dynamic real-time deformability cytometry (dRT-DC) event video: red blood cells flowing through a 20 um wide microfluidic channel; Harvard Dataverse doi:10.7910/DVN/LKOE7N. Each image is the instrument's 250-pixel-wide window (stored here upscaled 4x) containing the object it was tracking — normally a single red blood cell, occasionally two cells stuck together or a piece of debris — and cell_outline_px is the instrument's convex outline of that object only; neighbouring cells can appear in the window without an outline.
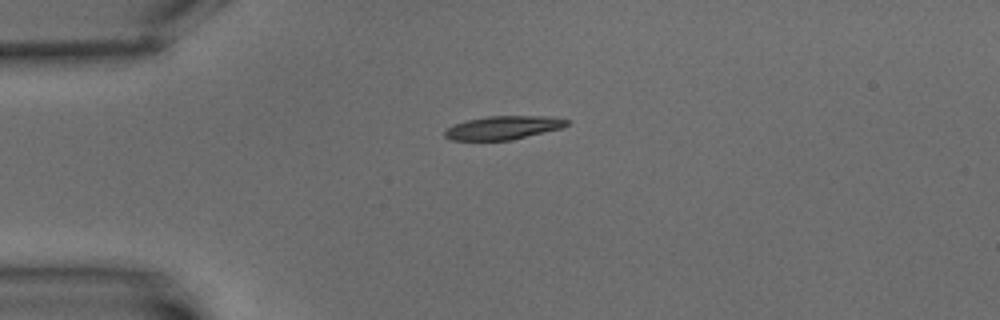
{"species": "common noctule bat (a hibernating species)", "species_latin": "Nyctalus noctula", "temperature_condition": "warm", "stored_images_in_passage": 4, "camera_frame_rate_fps": 3000, "um_per_image_px": 0.085, "animal": {"sex": "male", "body_mass_g": 15.6}, "frame": {"image": 1, "passage_image": 1, "time_ms": 0.0, "image_size_px": [1000, 320], "cell_outline_px": [[568, 124], [560, 128], [512, 140], [452, 140], [444, 136], [444, 132], [448, 128], [456, 124], [468, 120], [488, 116], [548, 116], [568, 120]], "centroid_in_image_um": [42.76, 10.85], "position_along_channel_um": 42.2, "area_um2": 16.42}}
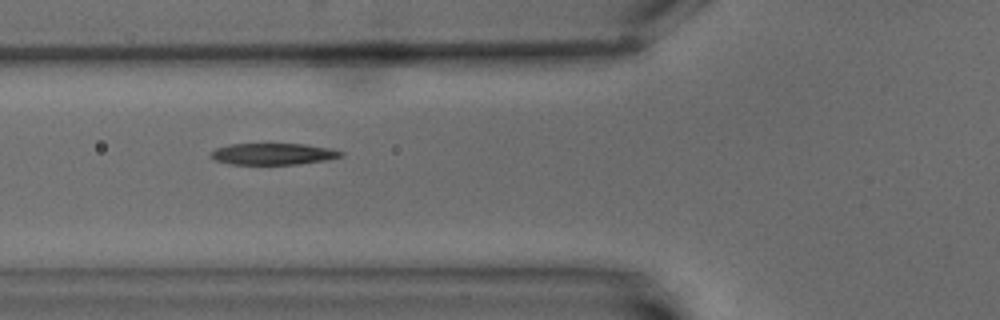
{"frame": {"image": 2, "passage_image": 3, "time_ms": 2.667, "image_size_px": [1000, 320], "cell_outline_px": [[344, 156], [328, 160], [296, 164], [228, 164], [216, 160], [208, 156], [208, 152], [216, 148], [228, 144], [304, 144], [328, 148], [344, 152]], "centroid_in_image_um": [23.18, 13.08], "position_along_channel_um": 102.6, "area_um2": 16.42}}
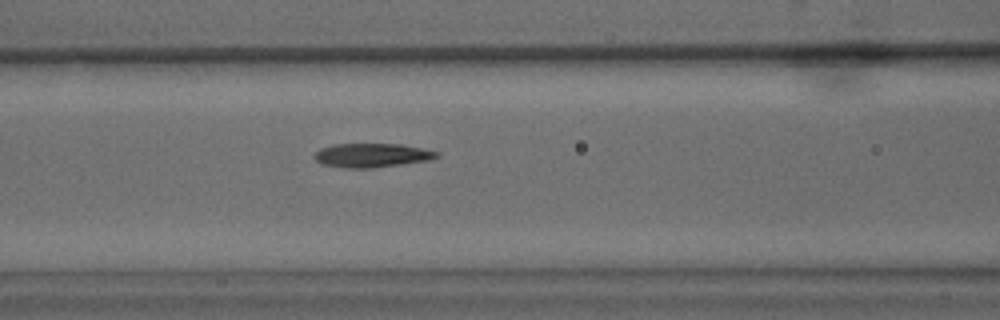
{"frame": {"image": 3, "passage_image": 4, "time_ms": 3.667, "image_size_px": [1000, 320], "cell_outline_px": [[440, 156], [428, 160], [372, 168], [344, 168], [320, 164], [316, 160], [316, 152], [320, 148], [332, 144], [400, 144], [424, 148], [440, 152]], "centroid_in_image_um": [31.62, 13.19], "position_along_channel_um": 135.0, "area_um2": 17.11}}